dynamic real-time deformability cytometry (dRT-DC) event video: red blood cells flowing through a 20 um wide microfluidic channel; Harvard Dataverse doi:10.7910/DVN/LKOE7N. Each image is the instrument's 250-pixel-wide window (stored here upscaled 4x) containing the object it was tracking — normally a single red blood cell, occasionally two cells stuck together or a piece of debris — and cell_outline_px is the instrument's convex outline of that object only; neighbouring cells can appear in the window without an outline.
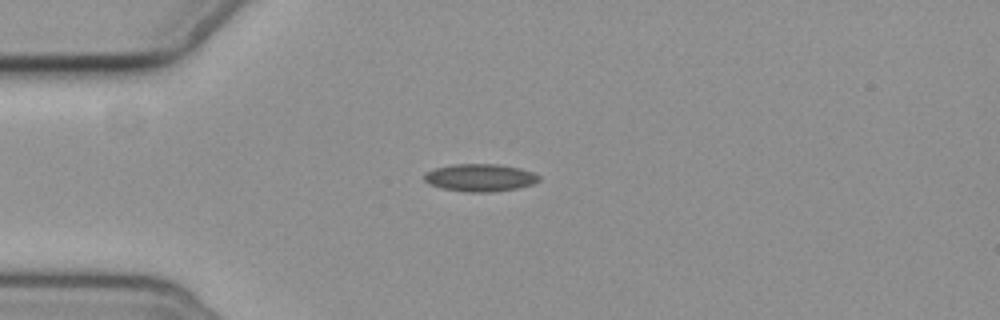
{"species": "common noctule bat (a hibernating species)", "species_latin": "Nyctalus noctula", "temperature_condition": "cold", "stored_images_in_passage": 4, "camera_frame_rate_fps": 3000, "um_per_image_px": 0.085, "animal": {"sex": "female", "body_mass_g": 19.3, "forearm_length_mm": 54.1}, "frame": {"image": 1, "passage_image": 4, "time_ms": 4.0, "image_size_px": [1000, 320], "cell_outline_px": [[540, 180], [532, 184], [516, 188], [492, 192], [468, 192], [444, 188], [428, 184], [424, 180], [424, 172], [436, 168], [452, 164], [500, 164], [520, 168], [532, 172], [540, 176]], "centroid_in_image_um": [40.8, 15.09], "position_along_channel_um": 44.2, "area_um2": 18.38}}